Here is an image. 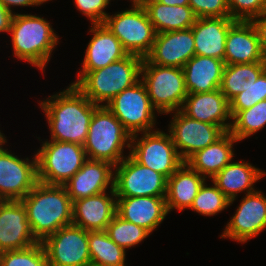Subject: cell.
<instances>
[{"instance_id": "cell-22", "label": "cell", "mask_w": 266, "mask_h": 266, "mask_svg": "<svg viewBox=\"0 0 266 266\" xmlns=\"http://www.w3.org/2000/svg\"><path fill=\"white\" fill-rule=\"evenodd\" d=\"M89 31L93 36L85 51L77 80L88 71L106 67L128 55L119 39L104 24H92Z\"/></svg>"}, {"instance_id": "cell-25", "label": "cell", "mask_w": 266, "mask_h": 266, "mask_svg": "<svg viewBox=\"0 0 266 266\" xmlns=\"http://www.w3.org/2000/svg\"><path fill=\"white\" fill-rule=\"evenodd\" d=\"M225 63L221 59L194 55L182 68L188 94L212 92L220 88Z\"/></svg>"}, {"instance_id": "cell-13", "label": "cell", "mask_w": 266, "mask_h": 266, "mask_svg": "<svg viewBox=\"0 0 266 266\" xmlns=\"http://www.w3.org/2000/svg\"><path fill=\"white\" fill-rule=\"evenodd\" d=\"M0 145V200H22L38 183L37 159H20ZM3 145V146H2Z\"/></svg>"}, {"instance_id": "cell-28", "label": "cell", "mask_w": 266, "mask_h": 266, "mask_svg": "<svg viewBox=\"0 0 266 266\" xmlns=\"http://www.w3.org/2000/svg\"><path fill=\"white\" fill-rule=\"evenodd\" d=\"M207 179L191 169L185 162L167 179L166 207L168 213L174 209H189L200 187Z\"/></svg>"}, {"instance_id": "cell-1", "label": "cell", "mask_w": 266, "mask_h": 266, "mask_svg": "<svg viewBox=\"0 0 266 266\" xmlns=\"http://www.w3.org/2000/svg\"><path fill=\"white\" fill-rule=\"evenodd\" d=\"M39 104L47 118L51 140L84 145L91 118L99 105L72 84Z\"/></svg>"}, {"instance_id": "cell-43", "label": "cell", "mask_w": 266, "mask_h": 266, "mask_svg": "<svg viewBox=\"0 0 266 266\" xmlns=\"http://www.w3.org/2000/svg\"><path fill=\"white\" fill-rule=\"evenodd\" d=\"M158 2H161L162 4L169 5V6H186L189 5V0H157Z\"/></svg>"}, {"instance_id": "cell-44", "label": "cell", "mask_w": 266, "mask_h": 266, "mask_svg": "<svg viewBox=\"0 0 266 266\" xmlns=\"http://www.w3.org/2000/svg\"><path fill=\"white\" fill-rule=\"evenodd\" d=\"M148 0H131L132 5H143Z\"/></svg>"}, {"instance_id": "cell-39", "label": "cell", "mask_w": 266, "mask_h": 266, "mask_svg": "<svg viewBox=\"0 0 266 266\" xmlns=\"http://www.w3.org/2000/svg\"><path fill=\"white\" fill-rule=\"evenodd\" d=\"M111 0H74L77 10L91 20V24H103L109 15L104 10Z\"/></svg>"}, {"instance_id": "cell-11", "label": "cell", "mask_w": 266, "mask_h": 266, "mask_svg": "<svg viewBox=\"0 0 266 266\" xmlns=\"http://www.w3.org/2000/svg\"><path fill=\"white\" fill-rule=\"evenodd\" d=\"M114 191L116 197H166L167 178L128 155L115 166Z\"/></svg>"}, {"instance_id": "cell-19", "label": "cell", "mask_w": 266, "mask_h": 266, "mask_svg": "<svg viewBox=\"0 0 266 266\" xmlns=\"http://www.w3.org/2000/svg\"><path fill=\"white\" fill-rule=\"evenodd\" d=\"M180 111L191 119L220 126L225 132L231 129L230 103L220 89L188 94Z\"/></svg>"}, {"instance_id": "cell-41", "label": "cell", "mask_w": 266, "mask_h": 266, "mask_svg": "<svg viewBox=\"0 0 266 266\" xmlns=\"http://www.w3.org/2000/svg\"><path fill=\"white\" fill-rule=\"evenodd\" d=\"M47 1L49 0H0V4L14 15L15 12L13 13L11 10L12 6H39Z\"/></svg>"}, {"instance_id": "cell-16", "label": "cell", "mask_w": 266, "mask_h": 266, "mask_svg": "<svg viewBox=\"0 0 266 266\" xmlns=\"http://www.w3.org/2000/svg\"><path fill=\"white\" fill-rule=\"evenodd\" d=\"M39 241L32 234L21 200L0 201V253L22 250Z\"/></svg>"}, {"instance_id": "cell-17", "label": "cell", "mask_w": 266, "mask_h": 266, "mask_svg": "<svg viewBox=\"0 0 266 266\" xmlns=\"http://www.w3.org/2000/svg\"><path fill=\"white\" fill-rule=\"evenodd\" d=\"M195 55L192 29L157 33L150 53L145 59L160 66L183 68Z\"/></svg>"}, {"instance_id": "cell-26", "label": "cell", "mask_w": 266, "mask_h": 266, "mask_svg": "<svg viewBox=\"0 0 266 266\" xmlns=\"http://www.w3.org/2000/svg\"><path fill=\"white\" fill-rule=\"evenodd\" d=\"M238 140L226 131L218 140L206 148L195 152L185 163L205 178L212 179L234 156L233 145Z\"/></svg>"}, {"instance_id": "cell-5", "label": "cell", "mask_w": 266, "mask_h": 266, "mask_svg": "<svg viewBox=\"0 0 266 266\" xmlns=\"http://www.w3.org/2000/svg\"><path fill=\"white\" fill-rule=\"evenodd\" d=\"M131 135L106 107L99 106L93 113L83 148L88 159L107 161L114 166L125 157L124 147L130 148Z\"/></svg>"}, {"instance_id": "cell-31", "label": "cell", "mask_w": 266, "mask_h": 266, "mask_svg": "<svg viewBox=\"0 0 266 266\" xmlns=\"http://www.w3.org/2000/svg\"><path fill=\"white\" fill-rule=\"evenodd\" d=\"M91 264L98 266H126V251L118 246L106 231H88Z\"/></svg>"}, {"instance_id": "cell-45", "label": "cell", "mask_w": 266, "mask_h": 266, "mask_svg": "<svg viewBox=\"0 0 266 266\" xmlns=\"http://www.w3.org/2000/svg\"><path fill=\"white\" fill-rule=\"evenodd\" d=\"M5 141H6V137L0 131V145L3 144Z\"/></svg>"}, {"instance_id": "cell-27", "label": "cell", "mask_w": 266, "mask_h": 266, "mask_svg": "<svg viewBox=\"0 0 266 266\" xmlns=\"http://www.w3.org/2000/svg\"><path fill=\"white\" fill-rule=\"evenodd\" d=\"M266 173L248 162H230L219 173L212 178L214 183L230 200L231 205L238 193L246 190L249 194L255 192L254 183L261 179Z\"/></svg>"}, {"instance_id": "cell-14", "label": "cell", "mask_w": 266, "mask_h": 266, "mask_svg": "<svg viewBox=\"0 0 266 266\" xmlns=\"http://www.w3.org/2000/svg\"><path fill=\"white\" fill-rule=\"evenodd\" d=\"M172 113L175 114L168 132L184 162L195 152L211 145L225 133L220 126L191 119L180 110Z\"/></svg>"}, {"instance_id": "cell-12", "label": "cell", "mask_w": 266, "mask_h": 266, "mask_svg": "<svg viewBox=\"0 0 266 266\" xmlns=\"http://www.w3.org/2000/svg\"><path fill=\"white\" fill-rule=\"evenodd\" d=\"M42 244L47 254V266H89L88 231L69 225L48 235Z\"/></svg>"}, {"instance_id": "cell-37", "label": "cell", "mask_w": 266, "mask_h": 266, "mask_svg": "<svg viewBox=\"0 0 266 266\" xmlns=\"http://www.w3.org/2000/svg\"><path fill=\"white\" fill-rule=\"evenodd\" d=\"M230 18L251 21L266 10V0H227Z\"/></svg>"}, {"instance_id": "cell-15", "label": "cell", "mask_w": 266, "mask_h": 266, "mask_svg": "<svg viewBox=\"0 0 266 266\" xmlns=\"http://www.w3.org/2000/svg\"><path fill=\"white\" fill-rule=\"evenodd\" d=\"M266 228V196L261 191L245 194L221 238L240 243L259 235Z\"/></svg>"}, {"instance_id": "cell-36", "label": "cell", "mask_w": 266, "mask_h": 266, "mask_svg": "<svg viewBox=\"0 0 266 266\" xmlns=\"http://www.w3.org/2000/svg\"><path fill=\"white\" fill-rule=\"evenodd\" d=\"M266 100V70L245 91L235 96L230 103L232 119L241 111Z\"/></svg>"}, {"instance_id": "cell-8", "label": "cell", "mask_w": 266, "mask_h": 266, "mask_svg": "<svg viewBox=\"0 0 266 266\" xmlns=\"http://www.w3.org/2000/svg\"><path fill=\"white\" fill-rule=\"evenodd\" d=\"M108 15L103 24L119 39L128 54L145 58L156 38L154 25L142 5Z\"/></svg>"}, {"instance_id": "cell-3", "label": "cell", "mask_w": 266, "mask_h": 266, "mask_svg": "<svg viewBox=\"0 0 266 266\" xmlns=\"http://www.w3.org/2000/svg\"><path fill=\"white\" fill-rule=\"evenodd\" d=\"M9 33L13 56L44 70L59 40L50 22L36 15L15 13Z\"/></svg>"}, {"instance_id": "cell-9", "label": "cell", "mask_w": 266, "mask_h": 266, "mask_svg": "<svg viewBox=\"0 0 266 266\" xmlns=\"http://www.w3.org/2000/svg\"><path fill=\"white\" fill-rule=\"evenodd\" d=\"M131 136L129 155L139 164L164 175L167 179L184 163L169 134L150 131ZM137 141V142H136Z\"/></svg>"}, {"instance_id": "cell-18", "label": "cell", "mask_w": 266, "mask_h": 266, "mask_svg": "<svg viewBox=\"0 0 266 266\" xmlns=\"http://www.w3.org/2000/svg\"><path fill=\"white\" fill-rule=\"evenodd\" d=\"M115 166L107 161L87 159L81 169L63 184L71 201L114 189Z\"/></svg>"}, {"instance_id": "cell-34", "label": "cell", "mask_w": 266, "mask_h": 266, "mask_svg": "<svg viewBox=\"0 0 266 266\" xmlns=\"http://www.w3.org/2000/svg\"><path fill=\"white\" fill-rule=\"evenodd\" d=\"M207 186L204 182L189 209L206 216L216 215L227 209L230 200L224 193L214 183L212 187Z\"/></svg>"}, {"instance_id": "cell-6", "label": "cell", "mask_w": 266, "mask_h": 266, "mask_svg": "<svg viewBox=\"0 0 266 266\" xmlns=\"http://www.w3.org/2000/svg\"><path fill=\"white\" fill-rule=\"evenodd\" d=\"M141 80L147 88L153 108L159 114L181 109L188 95L182 68L152 64L143 58Z\"/></svg>"}, {"instance_id": "cell-35", "label": "cell", "mask_w": 266, "mask_h": 266, "mask_svg": "<svg viewBox=\"0 0 266 266\" xmlns=\"http://www.w3.org/2000/svg\"><path fill=\"white\" fill-rule=\"evenodd\" d=\"M0 266H47V254L38 242L26 249L1 252Z\"/></svg>"}, {"instance_id": "cell-2", "label": "cell", "mask_w": 266, "mask_h": 266, "mask_svg": "<svg viewBox=\"0 0 266 266\" xmlns=\"http://www.w3.org/2000/svg\"><path fill=\"white\" fill-rule=\"evenodd\" d=\"M21 202L32 234L39 242L60 228L72 225L73 202L63 185L38 182Z\"/></svg>"}, {"instance_id": "cell-20", "label": "cell", "mask_w": 266, "mask_h": 266, "mask_svg": "<svg viewBox=\"0 0 266 266\" xmlns=\"http://www.w3.org/2000/svg\"><path fill=\"white\" fill-rule=\"evenodd\" d=\"M111 194V196H109ZM73 201L72 224L86 231H105L116 215L117 197L114 189Z\"/></svg>"}, {"instance_id": "cell-40", "label": "cell", "mask_w": 266, "mask_h": 266, "mask_svg": "<svg viewBox=\"0 0 266 266\" xmlns=\"http://www.w3.org/2000/svg\"><path fill=\"white\" fill-rule=\"evenodd\" d=\"M251 22L257 31L261 50L266 56V10L259 16L253 18Z\"/></svg>"}, {"instance_id": "cell-24", "label": "cell", "mask_w": 266, "mask_h": 266, "mask_svg": "<svg viewBox=\"0 0 266 266\" xmlns=\"http://www.w3.org/2000/svg\"><path fill=\"white\" fill-rule=\"evenodd\" d=\"M235 21L230 17L197 18L191 27L195 41V55L224 61L226 37Z\"/></svg>"}, {"instance_id": "cell-30", "label": "cell", "mask_w": 266, "mask_h": 266, "mask_svg": "<svg viewBox=\"0 0 266 266\" xmlns=\"http://www.w3.org/2000/svg\"><path fill=\"white\" fill-rule=\"evenodd\" d=\"M265 70L266 62L225 65L219 89L230 102L249 88Z\"/></svg>"}, {"instance_id": "cell-4", "label": "cell", "mask_w": 266, "mask_h": 266, "mask_svg": "<svg viewBox=\"0 0 266 266\" xmlns=\"http://www.w3.org/2000/svg\"><path fill=\"white\" fill-rule=\"evenodd\" d=\"M143 58L128 54L108 66L86 72L75 85L91 102L105 106L123 90L141 79ZM105 102V103H104Z\"/></svg>"}, {"instance_id": "cell-23", "label": "cell", "mask_w": 266, "mask_h": 266, "mask_svg": "<svg viewBox=\"0 0 266 266\" xmlns=\"http://www.w3.org/2000/svg\"><path fill=\"white\" fill-rule=\"evenodd\" d=\"M116 214L151 234L165 219L168 211L165 197H117Z\"/></svg>"}, {"instance_id": "cell-7", "label": "cell", "mask_w": 266, "mask_h": 266, "mask_svg": "<svg viewBox=\"0 0 266 266\" xmlns=\"http://www.w3.org/2000/svg\"><path fill=\"white\" fill-rule=\"evenodd\" d=\"M37 151L38 182L63 185L88 159L82 145L70 142L45 141Z\"/></svg>"}, {"instance_id": "cell-10", "label": "cell", "mask_w": 266, "mask_h": 266, "mask_svg": "<svg viewBox=\"0 0 266 266\" xmlns=\"http://www.w3.org/2000/svg\"><path fill=\"white\" fill-rule=\"evenodd\" d=\"M105 106L122 123L124 129L131 136L138 134V132L144 133L154 130L155 109L141 79L116 95Z\"/></svg>"}, {"instance_id": "cell-21", "label": "cell", "mask_w": 266, "mask_h": 266, "mask_svg": "<svg viewBox=\"0 0 266 266\" xmlns=\"http://www.w3.org/2000/svg\"><path fill=\"white\" fill-rule=\"evenodd\" d=\"M266 62L257 31L251 21L236 20L225 43V65Z\"/></svg>"}, {"instance_id": "cell-38", "label": "cell", "mask_w": 266, "mask_h": 266, "mask_svg": "<svg viewBox=\"0 0 266 266\" xmlns=\"http://www.w3.org/2000/svg\"><path fill=\"white\" fill-rule=\"evenodd\" d=\"M197 18L230 17L227 0H189Z\"/></svg>"}, {"instance_id": "cell-29", "label": "cell", "mask_w": 266, "mask_h": 266, "mask_svg": "<svg viewBox=\"0 0 266 266\" xmlns=\"http://www.w3.org/2000/svg\"><path fill=\"white\" fill-rule=\"evenodd\" d=\"M154 25L156 33L171 32L191 28L197 19L192 8L169 6L157 0H148L142 5Z\"/></svg>"}, {"instance_id": "cell-42", "label": "cell", "mask_w": 266, "mask_h": 266, "mask_svg": "<svg viewBox=\"0 0 266 266\" xmlns=\"http://www.w3.org/2000/svg\"><path fill=\"white\" fill-rule=\"evenodd\" d=\"M13 14L0 4V32H8Z\"/></svg>"}, {"instance_id": "cell-33", "label": "cell", "mask_w": 266, "mask_h": 266, "mask_svg": "<svg viewBox=\"0 0 266 266\" xmlns=\"http://www.w3.org/2000/svg\"><path fill=\"white\" fill-rule=\"evenodd\" d=\"M105 231L118 246L125 250L126 248L135 247L150 235L146 229L123 220L117 214L107 225Z\"/></svg>"}, {"instance_id": "cell-32", "label": "cell", "mask_w": 266, "mask_h": 266, "mask_svg": "<svg viewBox=\"0 0 266 266\" xmlns=\"http://www.w3.org/2000/svg\"><path fill=\"white\" fill-rule=\"evenodd\" d=\"M232 121L230 132L238 141L254 135L266 125V100L241 110Z\"/></svg>"}]
</instances>
